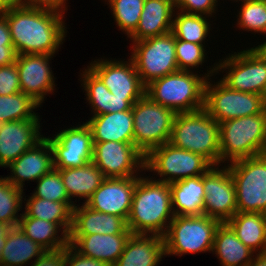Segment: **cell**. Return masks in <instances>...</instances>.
<instances>
[{"instance_id": "obj_15", "label": "cell", "mask_w": 266, "mask_h": 266, "mask_svg": "<svg viewBox=\"0 0 266 266\" xmlns=\"http://www.w3.org/2000/svg\"><path fill=\"white\" fill-rule=\"evenodd\" d=\"M212 166L203 174V214L226 223L237 212L236 189L229 168Z\"/></svg>"}, {"instance_id": "obj_18", "label": "cell", "mask_w": 266, "mask_h": 266, "mask_svg": "<svg viewBox=\"0 0 266 266\" xmlns=\"http://www.w3.org/2000/svg\"><path fill=\"white\" fill-rule=\"evenodd\" d=\"M137 177L105 178L85 205L94 211L128 219Z\"/></svg>"}, {"instance_id": "obj_48", "label": "cell", "mask_w": 266, "mask_h": 266, "mask_svg": "<svg viewBox=\"0 0 266 266\" xmlns=\"http://www.w3.org/2000/svg\"><path fill=\"white\" fill-rule=\"evenodd\" d=\"M11 229L12 226H10L9 224L0 222V259H1L2 249L4 248L6 243L7 235Z\"/></svg>"}, {"instance_id": "obj_45", "label": "cell", "mask_w": 266, "mask_h": 266, "mask_svg": "<svg viewBox=\"0 0 266 266\" xmlns=\"http://www.w3.org/2000/svg\"><path fill=\"white\" fill-rule=\"evenodd\" d=\"M17 55L13 44H0V67L15 63Z\"/></svg>"}, {"instance_id": "obj_10", "label": "cell", "mask_w": 266, "mask_h": 266, "mask_svg": "<svg viewBox=\"0 0 266 266\" xmlns=\"http://www.w3.org/2000/svg\"><path fill=\"white\" fill-rule=\"evenodd\" d=\"M227 167L236 189L237 212L266 214V156L240 159Z\"/></svg>"}, {"instance_id": "obj_12", "label": "cell", "mask_w": 266, "mask_h": 266, "mask_svg": "<svg viewBox=\"0 0 266 266\" xmlns=\"http://www.w3.org/2000/svg\"><path fill=\"white\" fill-rule=\"evenodd\" d=\"M205 85L204 110L218 123L261 113L266 108L263 96L230 89L220 79Z\"/></svg>"}, {"instance_id": "obj_51", "label": "cell", "mask_w": 266, "mask_h": 266, "mask_svg": "<svg viewBox=\"0 0 266 266\" xmlns=\"http://www.w3.org/2000/svg\"><path fill=\"white\" fill-rule=\"evenodd\" d=\"M261 155L266 156V126H265L264 140L261 146Z\"/></svg>"}, {"instance_id": "obj_49", "label": "cell", "mask_w": 266, "mask_h": 266, "mask_svg": "<svg viewBox=\"0 0 266 266\" xmlns=\"http://www.w3.org/2000/svg\"><path fill=\"white\" fill-rule=\"evenodd\" d=\"M22 5V0H0V12Z\"/></svg>"}, {"instance_id": "obj_40", "label": "cell", "mask_w": 266, "mask_h": 266, "mask_svg": "<svg viewBox=\"0 0 266 266\" xmlns=\"http://www.w3.org/2000/svg\"><path fill=\"white\" fill-rule=\"evenodd\" d=\"M204 45L182 41L175 38V53L179 70L191 71L197 69L206 59Z\"/></svg>"}, {"instance_id": "obj_16", "label": "cell", "mask_w": 266, "mask_h": 266, "mask_svg": "<svg viewBox=\"0 0 266 266\" xmlns=\"http://www.w3.org/2000/svg\"><path fill=\"white\" fill-rule=\"evenodd\" d=\"M128 61L101 58L87 67L118 97H143L146 86L141 82L131 58Z\"/></svg>"}, {"instance_id": "obj_47", "label": "cell", "mask_w": 266, "mask_h": 266, "mask_svg": "<svg viewBox=\"0 0 266 266\" xmlns=\"http://www.w3.org/2000/svg\"><path fill=\"white\" fill-rule=\"evenodd\" d=\"M0 44H13L5 15L0 12Z\"/></svg>"}, {"instance_id": "obj_27", "label": "cell", "mask_w": 266, "mask_h": 266, "mask_svg": "<svg viewBox=\"0 0 266 266\" xmlns=\"http://www.w3.org/2000/svg\"><path fill=\"white\" fill-rule=\"evenodd\" d=\"M20 217L17 226L45 250L63 249L69 245V233L72 224H55L44 219L28 217L23 212ZM60 232L62 236L57 234Z\"/></svg>"}, {"instance_id": "obj_25", "label": "cell", "mask_w": 266, "mask_h": 266, "mask_svg": "<svg viewBox=\"0 0 266 266\" xmlns=\"http://www.w3.org/2000/svg\"><path fill=\"white\" fill-rule=\"evenodd\" d=\"M174 12L172 0H145L138 26L128 38L141 41L170 32Z\"/></svg>"}, {"instance_id": "obj_23", "label": "cell", "mask_w": 266, "mask_h": 266, "mask_svg": "<svg viewBox=\"0 0 266 266\" xmlns=\"http://www.w3.org/2000/svg\"><path fill=\"white\" fill-rule=\"evenodd\" d=\"M166 257L164 237L154 234H131L114 266H157Z\"/></svg>"}, {"instance_id": "obj_44", "label": "cell", "mask_w": 266, "mask_h": 266, "mask_svg": "<svg viewBox=\"0 0 266 266\" xmlns=\"http://www.w3.org/2000/svg\"><path fill=\"white\" fill-rule=\"evenodd\" d=\"M29 266H65V248L46 250L38 259Z\"/></svg>"}, {"instance_id": "obj_30", "label": "cell", "mask_w": 266, "mask_h": 266, "mask_svg": "<svg viewBox=\"0 0 266 266\" xmlns=\"http://www.w3.org/2000/svg\"><path fill=\"white\" fill-rule=\"evenodd\" d=\"M60 171L63 184L71 200L84 199V204L101 185L105 177L103 172L93 163L89 162L81 167L57 169Z\"/></svg>"}, {"instance_id": "obj_7", "label": "cell", "mask_w": 266, "mask_h": 266, "mask_svg": "<svg viewBox=\"0 0 266 266\" xmlns=\"http://www.w3.org/2000/svg\"><path fill=\"white\" fill-rule=\"evenodd\" d=\"M134 145L146 156L169 142L176 113L144 95L132 106Z\"/></svg>"}, {"instance_id": "obj_50", "label": "cell", "mask_w": 266, "mask_h": 266, "mask_svg": "<svg viewBox=\"0 0 266 266\" xmlns=\"http://www.w3.org/2000/svg\"><path fill=\"white\" fill-rule=\"evenodd\" d=\"M248 266H266V253H257Z\"/></svg>"}, {"instance_id": "obj_6", "label": "cell", "mask_w": 266, "mask_h": 266, "mask_svg": "<svg viewBox=\"0 0 266 266\" xmlns=\"http://www.w3.org/2000/svg\"><path fill=\"white\" fill-rule=\"evenodd\" d=\"M221 222L205 214L174 216L164 237L165 254L212 252L216 229Z\"/></svg>"}, {"instance_id": "obj_53", "label": "cell", "mask_w": 266, "mask_h": 266, "mask_svg": "<svg viewBox=\"0 0 266 266\" xmlns=\"http://www.w3.org/2000/svg\"><path fill=\"white\" fill-rule=\"evenodd\" d=\"M231 1H233V0H231ZM239 2V1H241V3H244V2H250V1H257V0H234V2Z\"/></svg>"}, {"instance_id": "obj_46", "label": "cell", "mask_w": 266, "mask_h": 266, "mask_svg": "<svg viewBox=\"0 0 266 266\" xmlns=\"http://www.w3.org/2000/svg\"><path fill=\"white\" fill-rule=\"evenodd\" d=\"M68 0H22V5H42L59 9H67L65 4Z\"/></svg>"}, {"instance_id": "obj_36", "label": "cell", "mask_w": 266, "mask_h": 266, "mask_svg": "<svg viewBox=\"0 0 266 266\" xmlns=\"http://www.w3.org/2000/svg\"><path fill=\"white\" fill-rule=\"evenodd\" d=\"M105 2L109 5L119 30L129 37L138 26L145 0H105Z\"/></svg>"}, {"instance_id": "obj_37", "label": "cell", "mask_w": 266, "mask_h": 266, "mask_svg": "<svg viewBox=\"0 0 266 266\" xmlns=\"http://www.w3.org/2000/svg\"><path fill=\"white\" fill-rule=\"evenodd\" d=\"M5 177H0V222L7 223L16 227L20 220L21 214L17 213L22 210L23 192Z\"/></svg>"}, {"instance_id": "obj_4", "label": "cell", "mask_w": 266, "mask_h": 266, "mask_svg": "<svg viewBox=\"0 0 266 266\" xmlns=\"http://www.w3.org/2000/svg\"><path fill=\"white\" fill-rule=\"evenodd\" d=\"M169 143L177 148L202 155L213 166L222 165L219 123L204 109L176 113Z\"/></svg>"}, {"instance_id": "obj_52", "label": "cell", "mask_w": 266, "mask_h": 266, "mask_svg": "<svg viewBox=\"0 0 266 266\" xmlns=\"http://www.w3.org/2000/svg\"><path fill=\"white\" fill-rule=\"evenodd\" d=\"M255 47L259 49L266 56V41Z\"/></svg>"}, {"instance_id": "obj_22", "label": "cell", "mask_w": 266, "mask_h": 266, "mask_svg": "<svg viewBox=\"0 0 266 266\" xmlns=\"http://www.w3.org/2000/svg\"><path fill=\"white\" fill-rule=\"evenodd\" d=\"M81 86L93 116L130 110L142 97H118L112 94L103 82L87 67L80 73Z\"/></svg>"}, {"instance_id": "obj_14", "label": "cell", "mask_w": 266, "mask_h": 266, "mask_svg": "<svg viewBox=\"0 0 266 266\" xmlns=\"http://www.w3.org/2000/svg\"><path fill=\"white\" fill-rule=\"evenodd\" d=\"M45 138L53 151L55 169L81 167L92 162L94 143L92 132L86 123L63 129L54 136Z\"/></svg>"}, {"instance_id": "obj_19", "label": "cell", "mask_w": 266, "mask_h": 266, "mask_svg": "<svg viewBox=\"0 0 266 266\" xmlns=\"http://www.w3.org/2000/svg\"><path fill=\"white\" fill-rule=\"evenodd\" d=\"M40 119L16 120L0 124V167H5L33 148L41 135Z\"/></svg>"}, {"instance_id": "obj_21", "label": "cell", "mask_w": 266, "mask_h": 266, "mask_svg": "<svg viewBox=\"0 0 266 266\" xmlns=\"http://www.w3.org/2000/svg\"><path fill=\"white\" fill-rule=\"evenodd\" d=\"M131 234L132 232L114 235H69V244L83 256L114 266L123 253Z\"/></svg>"}, {"instance_id": "obj_33", "label": "cell", "mask_w": 266, "mask_h": 266, "mask_svg": "<svg viewBox=\"0 0 266 266\" xmlns=\"http://www.w3.org/2000/svg\"><path fill=\"white\" fill-rule=\"evenodd\" d=\"M26 201L24 213L28 217L44 219L55 224H72L73 208L76 203L49 201L45 198L29 196Z\"/></svg>"}, {"instance_id": "obj_5", "label": "cell", "mask_w": 266, "mask_h": 266, "mask_svg": "<svg viewBox=\"0 0 266 266\" xmlns=\"http://www.w3.org/2000/svg\"><path fill=\"white\" fill-rule=\"evenodd\" d=\"M265 126L266 108L259 114L219 123L220 163L261 155Z\"/></svg>"}, {"instance_id": "obj_20", "label": "cell", "mask_w": 266, "mask_h": 266, "mask_svg": "<svg viewBox=\"0 0 266 266\" xmlns=\"http://www.w3.org/2000/svg\"><path fill=\"white\" fill-rule=\"evenodd\" d=\"M7 167L10 168L11 175L5 178L15 187L24 190L25 181H38L54 168L53 151L49 141L44 137Z\"/></svg>"}, {"instance_id": "obj_38", "label": "cell", "mask_w": 266, "mask_h": 266, "mask_svg": "<svg viewBox=\"0 0 266 266\" xmlns=\"http://www.w3.org/2000/svg\"><path fill=\"white\" fill-rule=\"evenodd\" d=\"M239 10L236 20L239 29L266 35V0L241 3Z\"/></svg>"}, {"instance_id": "obj_8", "label": "cell", "mask_w": 266, "mask_h": 266, "mask_svg": "<svg viewBox=\"0 0 266 266\" xmlns=\"http://www.w3.org/2000/svg\"><path fill=\"white\" fill-rule=\"evenodd\" d=\"M229 56V57H228ZM216 63V70L225 71L221 81L230 89L259 94L266 93V56L255 46L229 54ZM228 71V72H227Z\"/></svg>"}, {"instance_id": "obj_11", "label": "cell", "mask_w": 266, "mask_h": 266, "mask_svg": "<svg viewBox=\"0 0 266 266\" xmlns=\"http://www.w3.org/2000/svg\"><path fill=\"white\" fill-rule=\"evenodd\" d=\"M131 59L141 82L146 86L151 81L179 70L175 53V37L166 34L132 41Z\"/></svg>"}, {"instance_id": "obj_3", "label": "cell", "mask_w": 266, "mask_h": 266, "mask_svg": "<svg viewBox=\"0 0 266 266\" xmlns=\"http://www.w3.org/2000/svg\"><path fill=\"white\" fill-rule=\"evenodd\" d=\"M214 74L216 64L204 76L192 70H178L151 81L146 85L145 95L175 113L198 111L204 108L205 85Z\"/></svg>"}, {"instance_id": "obj_32", "label": "cell", "mask_w": 266, "mask_h": 266, "mask_svg": "<svg viewBox=\"0 0 266 266\" xmlns=\"http://www.w3.org/2000/svg\"><path fill=\"white\" fill-rule=\"evenodd\" d=\"M45 251L43 247L25 235L18 226L12 227L2 249L0 263L4 266L29 265L32 259L35 258V261Z\"/></svg>"}, {"instance_id": "obj_43", "label": "cell", "mask_w": 266, "mask_h": 266, "mask_svg": "<svg viewBox=\"0 0 266 266\" xmlns=\"http://www.w3.org/2000/svg\"><path fill=\"white\" fill-rule=\"evenodd\" d=\"M65 266H109L108 264L81 255L70 244L65 247Z\"/></svg>"}, {"instance_id": "obj_28", "label": "cell", "mask_w": 266, "mask_h": 266, "mask_svg": "<svg viewBox=\"0 0 266 266\" xmlns=\"http://www.w3.org/2000/svg\"><path fill=\"white\" fill-rule=\"evenodd\" d=\"M174 216L202 215L204 207L203 175L169 183Z\"/></svg>"}, {"instance_id": "obj_2", "label": "cell", "mask_w": 266, "mask_h": 266, "mask_svg": "<svg viewBox=\"0 0 266 266\" xmlns=\"http://www.w3.org/2000/svg\"><path fill=\"white\" fill-rule=\"evenodd\" d=\"M173 218L169 183L139 175L127 219L132 234L164 236Z\"/></svg>"}, {"instance_id": "obj_9", "label": "cell", "mask_w": 266, "mask_h": 266, "mask_svg": "<svg viewBox=\"0 0 266 266\" xmlns=\"http://www.w3.org/2000/svg\"><path fill=\"white\" fill-rule=\"evenodd\" d=\"M212 166L202 155L177 148L169 142L152 149L144 161V171H154L161 178L157 181L165 183L201 176Z\"/></svg>"}, {"instance_id": "obj_31", "label": "cell", "mask_w": 266, "mask_h": 266, "mask_svg": "<svg viewBox=\"0 0 266 266\" xmlns=\"http://www.w3.org/2000/svg\"><path fill=\"white\" fill-rule=\"evenodd\" d=\"M212 252H215L221 266H248L256 254L238 239L226 223H221L216 229Z\"/></svg>"}, {"instance_id": "obj_13", "label": "cell", "mask_w": 266, "mask_h": 266, "mask_svg": "<svg viewBox=\"0 0 266 266\" xmlns=\"http://www.w3.org/2000/svg\"><path fill=\"white\" fill-rule=\"evenodd\" d=\"M92 162L103 172L105 178L138 177L144 171L145 156L127 142H93Z\"/></svg>"}, {"instance_id": "obj_17", "label": "cell", "mask_w": 266, "mask_h": 266, "mask_svg": "<svg viewBox=\"0 0 266 266\" xmlns=\"http://www.w3.org/2000/svg\"><path fill=\"white\" fill-rule=\"evenodd\" d=\"M50 54L17 55L16 67L19 71L21 92L31 96L42 106L45 96L54 93L55 77L50 67ZM55 83V84H54Z\"/></svg>"}, {"instance_id": "obj_34", "label": "cell", "mask_w": 266, "mask_h": 266, "mask_svg": "<svg viewBox=\"0 0 266 266\" xmlns=\"http://www.w3.org/2000/svg\"><path fill=\"white\" fill-rule=\"evenodd\" d=\"M173 17L171 32L176 39L205 45L206 37L211 30L208 16L186 13L176 9Z\"/></svg>"}, {"instance_id": "obj_39", "label": "cell", "mask_w": 266, "mask_h": 266, "mask_svg": "<svg viewBox=\"0 0 266 266\" xmlns=\"http://www.w3.org/2000/svg\"><path fill=\"white\" fill-rule=\"evenodd\" d=\"M36 182L38 184L35 191L31 193L34 197L64 203L75 202L69 198L59 170L53 168L49 173L43 175Z\"/></svg>"}, {"instance_id": "obj_24", "label": "cell", "mask_w": 266, "mask_h": 266, "mask_svg": "<svg viewBox=\"0 0 266 266\" xmlns=\"http://www.w3.org/2000/svg\"><path fill=\"white\" fill-rule=\"evenodd\" d=\"M131 232L127 221L119 216L92 210L84 203L73 208L72 227L69 235L121 234Z\"/></svg>"}, {"instance_id": "obj_42", "label": "cell", "mask_w": 266, "mask_h": 266, "mask_svg": "<svg viewBox=\"0 0 266 266\" xmlns=\"http://www.w3.org/2000/svg\"><path fill=\"white\" fill-rule=\"evenodd\" d=\"M21 92L19 71L16 63L0 67V95H13Z\"/></svg>"}, {"instance_id": "obj_26", "label": "cell", "mask_w": 266, "mask_h": 266, "mask_svg": "<svg viewBox=\"0 0 266 266\" xmlns=\"http://www.w3.org/2000/svg\"><path fill=\"white\" fill-rule=\"evenodd\" d=\"M85 123L92 132L93 142L134 143L132 108L122 112L92 116Z\"/></svg>"}, {"instance_id": "obj_1", "label": "cell", "mask_w": 266, "mask_h": 266, "mask_svg": "<svg viewBox=\"0 0 266 266\" xmlns=\"http://www.w3.org/2000/svg\"><path fill=\"white\" fill-rule=\"evenodd\" d=\"M65 10L68 9L21 5L2 12L17 54L54 55L58 52L67 33L63 21Z\"/></svg>"}, {"instance_id": "obj_41", "label": "cell", "mask_w": 266, "mask_h": 266, "mask_svg": "<svg viewBox=\"0 0 266 266\" xmlns=\"http://www.w3.org/2000/svg\"><path fill=\"white\" fill-rule=\"evenodd\" d=\"M175 10L212 17L219 0H172Z\"/></svg>"}, {"instance_id": "obj_35", "label": "cell", "mask_w": 266, "mask_h": 266, "mask_svg": "<svg viewBox=\"0 0 266 266\" xmlns=\"http://www.w3.org/2000/svg\"><path fill=\"white\" fill-rule=\"evenodd\" d=\"M40 106L31 96L23 92L0 95V124L16 120L40 119V115L34 111Z\"/></svg>"}, {"instance_id": "obj_29", "label": "cell", "mask_w": 266, "mask_h": 266, "mask_svg": "<svg viewBox=\"0 0 266 266\" xmlns=\"http://www.w3.org/2000/svg\"><path fill=\"white\" fill-rule=\"evenodd\" d=\"M226 224L256 254L266 253V214L236 212Z\"/></svg>"}]
</instances>
